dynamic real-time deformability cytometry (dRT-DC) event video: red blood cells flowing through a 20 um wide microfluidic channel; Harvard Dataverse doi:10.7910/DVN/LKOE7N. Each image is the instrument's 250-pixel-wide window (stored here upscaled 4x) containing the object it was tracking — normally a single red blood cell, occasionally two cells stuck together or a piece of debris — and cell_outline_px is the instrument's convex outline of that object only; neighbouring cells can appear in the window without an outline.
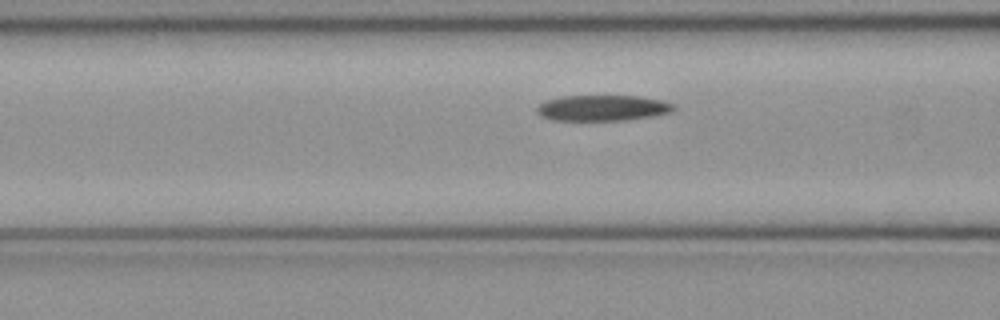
{"species": "common noctule bat (a hibernating species)", "species_latin": "Nyctalus noctula", "temperature_condition": "cold", "stored_images_in_passage": 45, "segment_of_instrument_passage": [1, 2], "camera_frame_rate_fps": 3000, "um_per_image_px": 0.085, "animal": {"sex": "female", "body_mass_g": 21.9}, "frame": {"image": 1, "passage_image": 12, "time_ms": 3.667, "image_size_px": [1000, 320], "cell_outline_px": [[676, 108], [672, 112], [652, 116], [628, 120], [552, 120], [540, 116], [536, 112], [536, 108], [540, 104], [548, 100], [560, 96], [640, 96], [660, 100], [676, 104]], "centroid_in_image_um": [51.24, 9.18], "position_along_channel_um": 115.4, "area_um2": 20.63}}
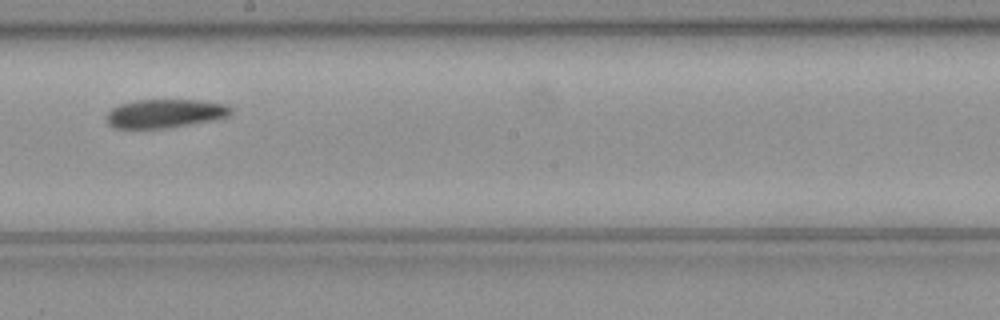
{"frame": {"image": 2, "passage_image": 21, "time_ms": 6.667, "image_size_px": [1000, 320], "cell_outline_px": [[232, 112], [228, 116], [212, 120], [168, 128], [112, 128], [108, 124], [104, 116], [112, 108], [120, 104], [136, 100], [196, 100], [224, 104], [232, 108]], "centroid_in_image_um": [13.97, 9.65], "position_along_channel_um": 234.2, "area_um2": 20.75}}
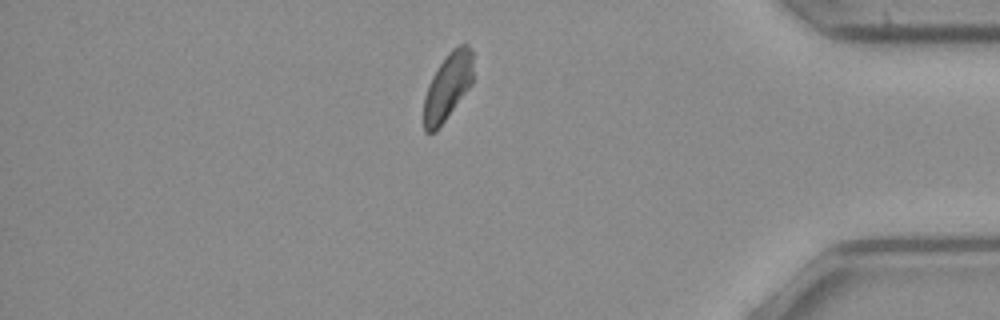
{"frame": {"image": 3, "passage_image": 36, "time_ms": 11.667, "image_size_px": [1000, 320], "cell_outline_px": [[472, 84], [436, 132], [424, 132], [424, 96], [428, 84], [436, 68], [448, 52], [452, 48], [460, 44], [468, 44], [472, 52]], "centroid_in_image_um": [38.04, 7.35], "position_along_channel_um": 397.2, "area_um2": 19.31}}